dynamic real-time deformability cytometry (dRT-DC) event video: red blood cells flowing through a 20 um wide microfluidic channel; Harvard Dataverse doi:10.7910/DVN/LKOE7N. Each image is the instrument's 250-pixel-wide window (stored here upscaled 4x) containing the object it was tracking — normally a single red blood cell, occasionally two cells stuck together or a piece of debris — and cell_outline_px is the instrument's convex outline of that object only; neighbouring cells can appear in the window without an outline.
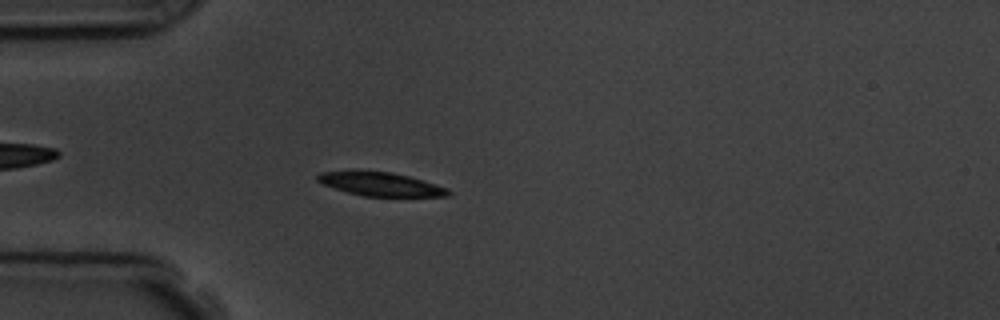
{"species": "common noctule bat (a hibernating species)", "species_latin": "Nyctalus noctula", "temperature_condition": "room temperature", "stored_images_in_passage": 4, "camera_frame_rate_fps": 3000, "um_per_image_px": 0.085, "animal": {"sex": "male", "body_mass_g": 19.5, "forearm_length_mm": 54.6}, "frame": {"image": 1, "passage_image": 4, "time_ms": 3.333, "image_size_px": [1000, 320], "cell_outline_px": [[452, 192], [448, 196], [364, 196], [348, 192], [324, 184], [316, 180], [316, 176], [320, 172], [392, 172], [408, 176], [436, 184], [448, 188]], "centroid_in_image_um": [32.41, 15.67], "position_along_channel_um": 52.6, "area_um2": 17.46}}